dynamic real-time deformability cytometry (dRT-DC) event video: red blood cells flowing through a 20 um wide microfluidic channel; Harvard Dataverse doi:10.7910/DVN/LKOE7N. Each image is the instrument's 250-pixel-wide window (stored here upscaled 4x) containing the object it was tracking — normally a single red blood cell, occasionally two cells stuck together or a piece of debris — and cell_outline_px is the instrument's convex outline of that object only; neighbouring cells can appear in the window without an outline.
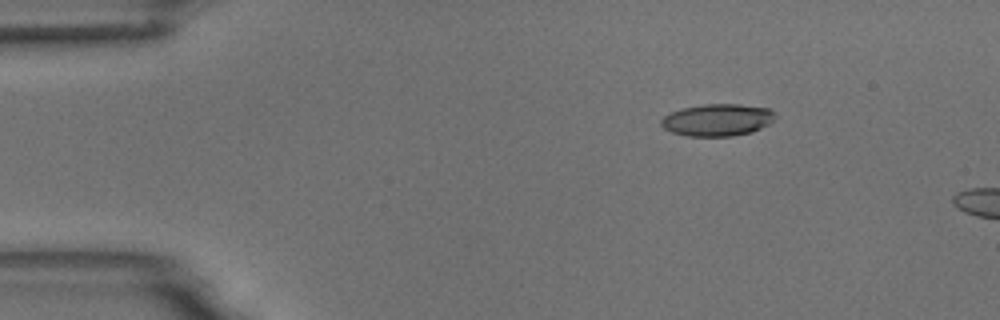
{"species": "common noctule bat (a hibernating species)", "species_latin": "Nyctalus noctula", "temperature_condition": "room temperature", "stored_images_in_passage": 4, "camera_frame_rate_fps": 3000, "um_per_image_px": 0.085, "animal": {"sex": "male", "body_mass_g": 18.8}, "frame": {"image": 1, "passage_image": 1, "time_ms": 0.0, "image_size_px": [1000, 320], "cell_outline_px": [[776, 116], [768, 124], [752, 132], [732, 136], [688, 136], [672, 132], [664, 128], [660, 124], [660, 120], [664, 116], [672, 112], [684, 108], [704, 104], [736, 104], [768, 108]], "centroid_in_image_um": [60.96, 10.2], "position_along_channel_um": 24.0, "area_um2": 21.1}}
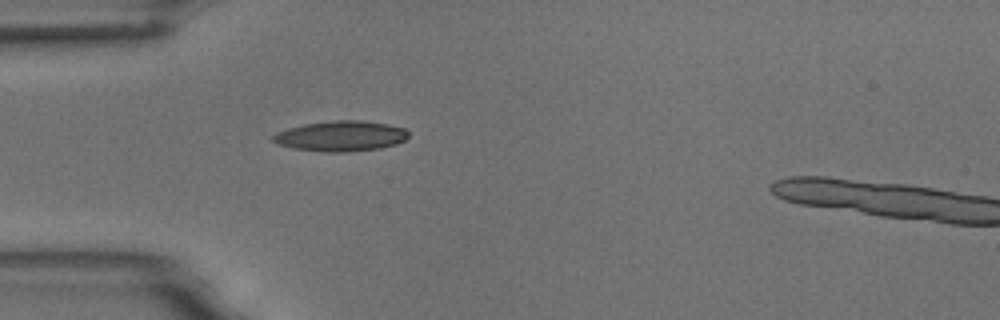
{"frame": {"image": 2, "passage_image": 3, "time_ms": 2.667, "image_size_px": [1000, 320], "cell_outline_px": [[408, 136], [404, 140], [396, 144], [380, 148], [348, 152], [324, 152], [292, 148], [280, 144], [272, 140], [272, 136], [276, 132], [288, 128], [304, 124], [336, 120], [360, 120], [388, 124], [404, 128], [408, 132]], "centroid_in_image_um": [28.97, 11.56], "position_along_channel_um": 56.0, "area_um2": 23.93}}